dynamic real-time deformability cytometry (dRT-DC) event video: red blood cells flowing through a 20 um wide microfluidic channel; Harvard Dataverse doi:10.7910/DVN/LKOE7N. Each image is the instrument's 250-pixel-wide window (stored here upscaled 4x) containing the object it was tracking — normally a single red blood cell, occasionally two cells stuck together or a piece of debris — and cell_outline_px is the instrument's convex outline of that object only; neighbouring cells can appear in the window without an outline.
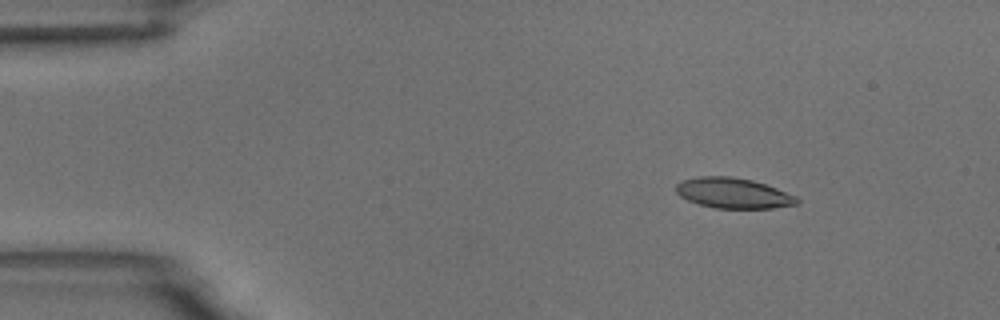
{"species": "common noctule bat (a hibernating species)", "species_latin": "Nyctalus noctula", "temperature_condition": "room temperature", "stored_images_in_passage": 7, "camera_frame_rate_fps": 3000, "um_per_image_px": 0.085, "animal": {"sex": "male", "body_mass_g": 18.8}, "frame": {"image": 1, "passage_image": 2, "time_ms": 1.0, "image_size_px": [1000, 320], "cell_outline_px": [[800, 204], [772, 208], [716, 208], [700, 204], [688, 200], [680, 196], [676, 192], [676, 184], [680, 180], [700, 176], [728, 176], [752, 180], [776, 188], [796, 196], [800, 200]], "centroid_in_image_um": [62.33, 16.41], "position_along_channel_um": 22.7, "area_um2": 21.39}}
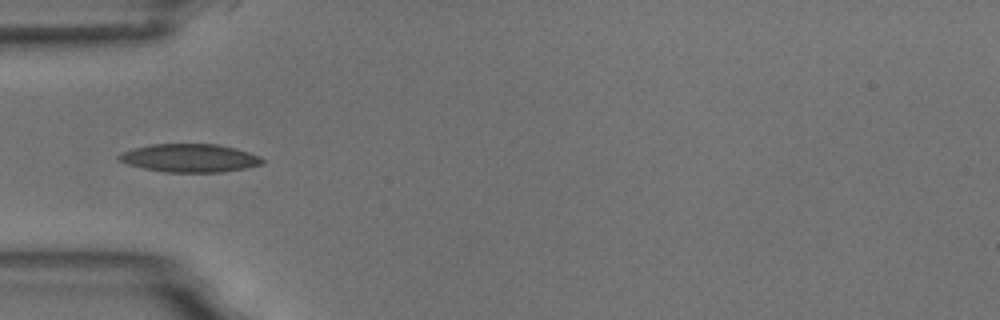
{"frame": {"image": 2, "passage_image": 5, "time_ms": 4.333, "image_size_px": [1000, 320], "cell_outline_px": [[264, 164], [248, 168], [220, 172], [164, 172], [144, 168], [128, 164], [120, 160], [116, 156], [124, 152], [136, 148], [152, 144], [216, 144], [236, 148], [260, 156], [264, 160]], "centroid_in_image_um": [16.19, 13.44], "position_along_channel_um": 68.8, "area_um2": 23.47}}